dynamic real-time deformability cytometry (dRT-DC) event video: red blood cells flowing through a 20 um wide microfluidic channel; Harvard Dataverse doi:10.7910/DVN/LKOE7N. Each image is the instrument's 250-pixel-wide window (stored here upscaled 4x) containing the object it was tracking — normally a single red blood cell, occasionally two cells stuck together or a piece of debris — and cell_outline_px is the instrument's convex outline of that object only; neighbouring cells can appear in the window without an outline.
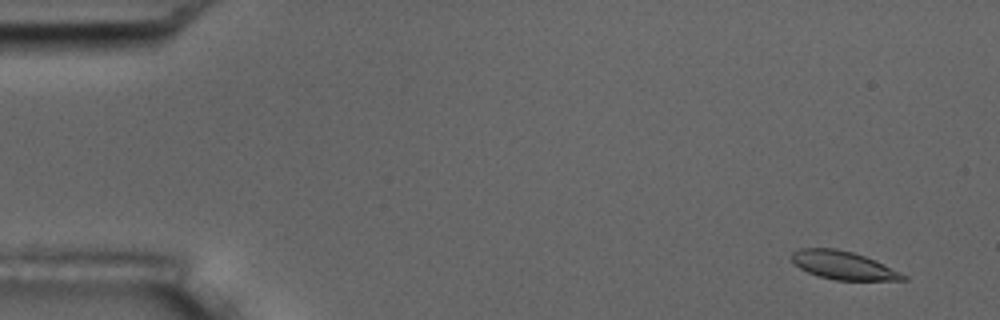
{"species": "common noctule bat (a hibernating species)", "species_latin": "Nyctalus noctula", "temperature_condition": "room temperature", "stored_images_in_passage": 10, "camera_frame_rate_fps": 3000, "um_per_image_px": 0.085, "animal": {"sex": "male", "body_mass_g": 17.5, "forearm_length_mm": 52.3}, "frame": {"image": 1, "passage_image": 1, "time_ms": 0.0, "image_size_px": [1000, 320], "cell_outline_px": [[908, 280], [836, 280], [820, 276], [808, 272], [800, 268], [792, 260], [792, 252], [800, 248], [836, 248], [852, 252], [864, 256], [900, 272], [908, 276]], "centroid_in_image_um": [71.67, 22.55], "position_along_channel_um": 13.3, "area_um2": 18.03}}
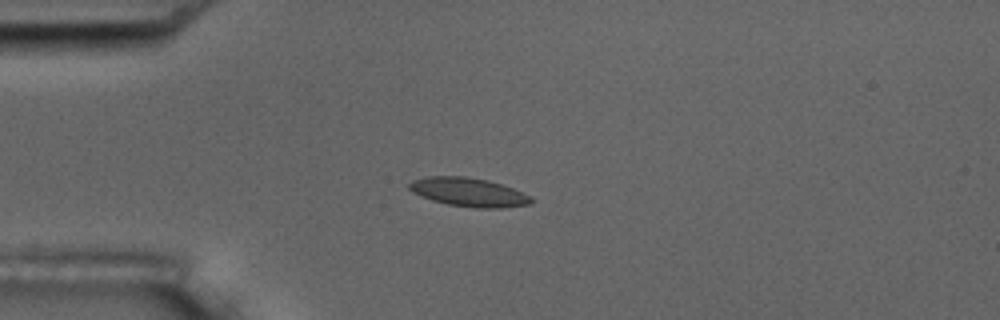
{"frame": {"image": 2, "passage_image": 6, "time_ms": 13.0, "image_size_px": [1000, 320], "cell_outline_px": [[532, 200], [528, 204], [500, 208], [476, 208], [448, 204], [432, 200], [412, 192], [408, 188], [408, 184], [412, 180], [428, 176], [468, 176], [488, 180], [512, 188], [532, 196]], "centroid_in_image_um": [39.81, 16.32], "position_along_channel_um": 45.2, "area_um2": 20.35}}